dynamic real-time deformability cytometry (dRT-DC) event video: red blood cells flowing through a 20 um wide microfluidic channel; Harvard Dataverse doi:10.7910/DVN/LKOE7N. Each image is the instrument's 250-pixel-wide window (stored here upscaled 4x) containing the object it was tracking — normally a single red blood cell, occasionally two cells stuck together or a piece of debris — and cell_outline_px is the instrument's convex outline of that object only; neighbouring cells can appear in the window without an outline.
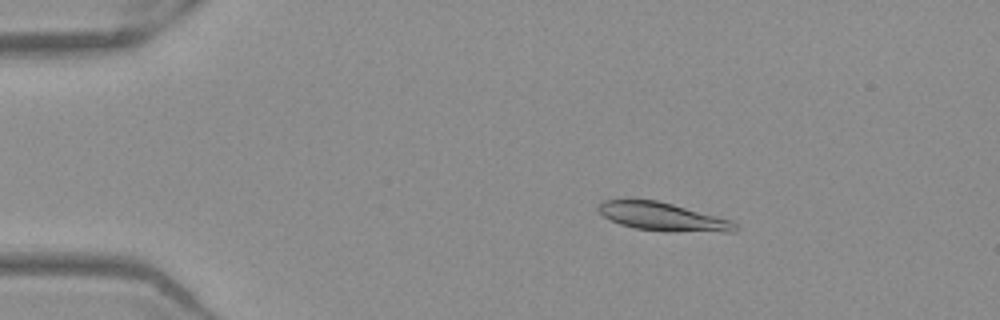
{"species": "Egyptian fruit bat (a non-hibernating species)", "species_latin": "Rousettus aegyptiacus", "temperature_condition": "warm", "stored_images_in_passage": 50, "camera_frame_rate_fps": 3000, "um_per_image_px": 0.085, "frame": {"image": 1, "passage_image": 7, "time_ms": 2.0, "image_size_px": [1000, 320], "cell_outline_px": [[740, 228], [736, 232], [664, 232], [636, 228], [620, 224], [604, 216], [596, 208], [604, 200], [656, 200], [672, 204], [732, 220]], "centroid_in_image_um": [56.41, 18.45], "position_along_channel_um": 28.6, "area_um2": 22.54}}
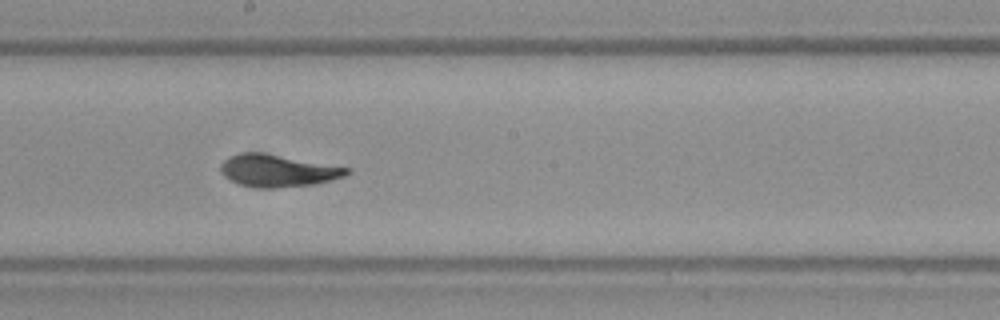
{"frame": {"image": 2, "passage_image": 27, "time_ms": 8.667, "image_size_px": [1000, 320], "cell_outline_px": [[352, 172], [344, 176], [312, 184], [272, 188], [260, 188], [240, 184], [224, 176], [220, 172], [220, 164], [228, 156], [244, 152], [260, 152], [352, 168]], "centroid_in_image_um": [23.59, 14.49], "position_along_channel_um": 224.6, "area_um2": 23.47}}
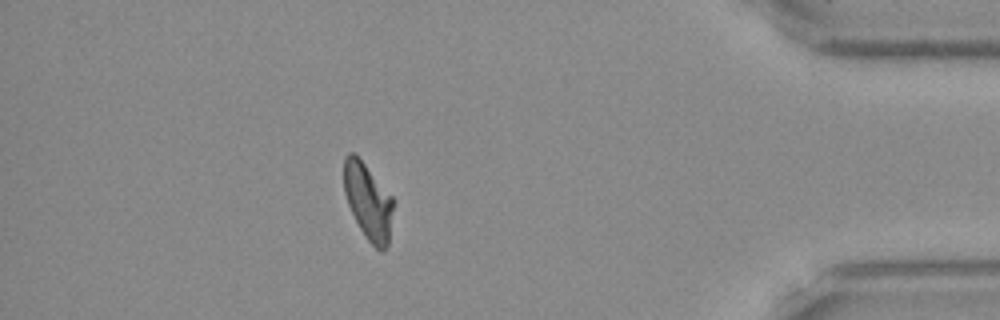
{"frame": {"image": 3, "passage_image": 44, "time_ms": 14.333, "image_size_px": [1000, 320], "cell_outline_px": [[396, 200], [388, 244], [380, 252], [364, 236], [348, 204], [344, 192], [344, 156], [348, 152], [352, 152], [364, 164]], "centroid_in_image_um": [31.32, 17.14], "position_along_channel_um": 403.9, "area_um2": 21.91}, "authors_computed_cell_mechanics": {"area_um2": 22.8599, "velocity_mm_per_s": 3.9086, "shape_relaxation_time_tau1_ms": 6.4725, "shape_relaxation_time_tau2_ms": 5.1935, "deformation_change_tau1": 0.1921, "deformation_change_tau2": 0.0901}}